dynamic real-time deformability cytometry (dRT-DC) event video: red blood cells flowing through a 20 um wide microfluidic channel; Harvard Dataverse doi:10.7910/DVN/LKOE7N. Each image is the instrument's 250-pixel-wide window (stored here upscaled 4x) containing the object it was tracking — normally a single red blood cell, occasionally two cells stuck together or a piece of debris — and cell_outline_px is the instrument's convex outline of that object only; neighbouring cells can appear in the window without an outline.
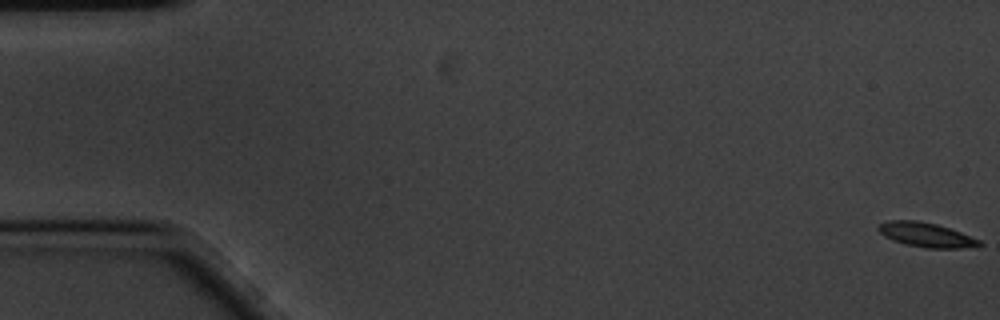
{"species": "common noctule bat (a hibernating species)", "species_latin": "Nyctalus noctula", "temperature_condition": "cold", "stored_images_in_passage": 59, "camera_frame_rate_fps": 3000, "um_per_image_px": 0.085, "animal": {"sex": "male", "body_mass_g": 20.1, "forearm_length_mm": 53.5}, "frame": {"image": 1, "passage_image": 1, "time_ms": 0.0, "image_size_px": [1000, 320], "cell_outline_px": [[984, 244], [980, 248], [924, 248], [892, 240], [884, 236], [876, 228], [880, 224], [888, 220], [916, 220], [936, 224], [960, 232], [980, 240]], "centroid_in_image_um": [78.77, 19.97], "position_along_channel_um": 6.2, "area_um2": 14.45}}
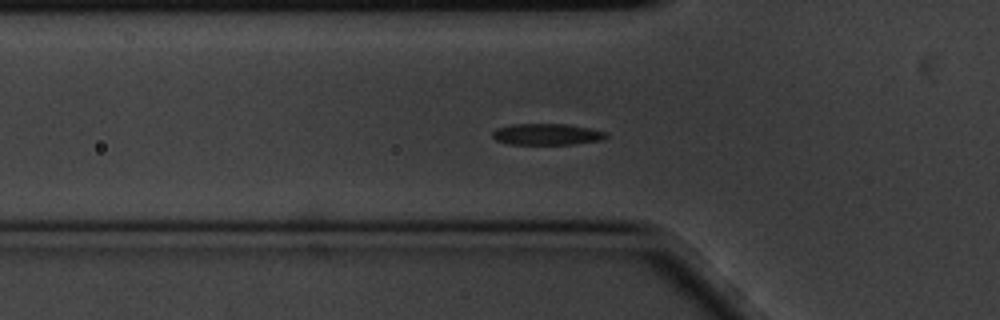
{"frame": {"image": 2, "passage_image": 20, "time_ms": 6.333, "image_size_px": [1000, 320], "cell_outline_px": [[608, 136], [600, 140], [572, 144], [508, 144], [496, 140], [492, 136], [492, 132], [496, 128], [512, 124], [568, 124], [608, 132]], "centroid_in_image_um": [46.46, 11.41], "position_along_channel_um": 79.3, "area_um2": 14.1}}
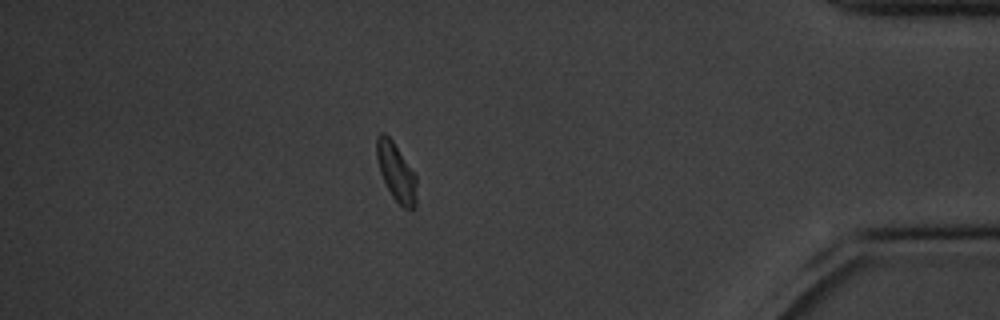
{"frame": {"image": 3, "passage_image": 52, "time_ms": 17.0, "image_size_px": [1000, 320], "cell_outline_px": [[416, 208], [404, 208], [392, 196], [380, 172], [376, 160], [376, 136], [380, 132], [384, 132], [392, 140], [416, 176]], "centroid_in_image_um": [33.65, 14.6], "position_along_channel_um": 401.5, "area_um2": 13.35}, "authors_computed_cell_mechanics": {"area_um2": 14.161, "velocity_mm_per_s": 3.4018, "shape_relaxation_time_tau1_ms": 2.7246, "shape_relaxation_time_tau2_ms": 4.0338, "deformation_change_tau1": 0.1071, "deformation_change_tau2": 0.0767}}